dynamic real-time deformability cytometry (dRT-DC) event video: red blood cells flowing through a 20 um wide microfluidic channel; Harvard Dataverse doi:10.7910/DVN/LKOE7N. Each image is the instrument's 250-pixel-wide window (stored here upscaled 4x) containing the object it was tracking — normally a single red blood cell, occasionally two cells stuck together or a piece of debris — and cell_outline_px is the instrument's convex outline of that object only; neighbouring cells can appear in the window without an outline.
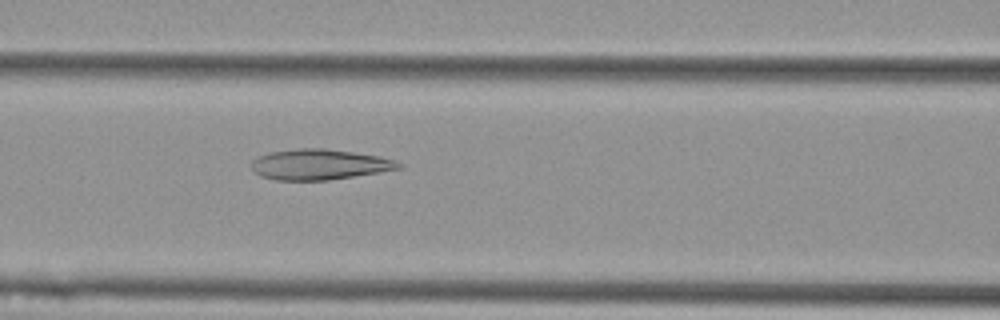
{"species": "Egyptian fruit bat (a non-hibernating species)", "species_latin": "Rousettus aegyptiacus", "temperature_condition": "cold", "stored_images_in_passage": 56, "camera_frame_rate_fps": 3000, "um_per_image_px": 0.085, "animal": {"sex": "female"}, "frame": {"image": 1, "passage_image": 24, "time_ms": 7.667, "image_size_px": [1000, 320], "cell_outline_px": [[404, 168], [328, 180], [276, 180], [260, 176], [252, 168], [252, 160], [256, 156], [268, 152], [300, 148], [324, 148], [380, 156], [404, 164]], "centroid_in_image_um": [27.13, 13.97], "position_along_channel_um": 139.5, "area_um2": 26.18}}
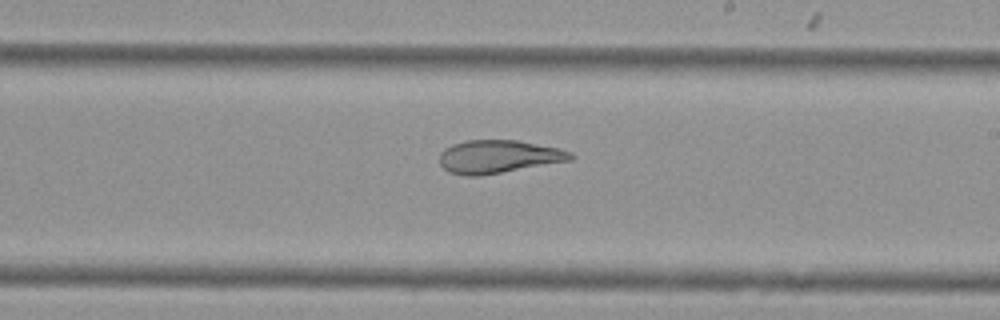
{"frame": {"image": 2, "passage_image": 33, "time_ms": 10.667, "image_size_px": [1000, 320], "cell_outline_px": [[576, 156], [572, 160], [480, 176], [464, 176], [448, 172], [440, 164], [440, 152], [444, 148], [452, 144], [468, 140], [516, 140], [560, 148], [572, 152]], "centroid_in_image_um": [42.37, 13.32], "position_along_channel_um": 246.6, "area_um2": 25.43}}
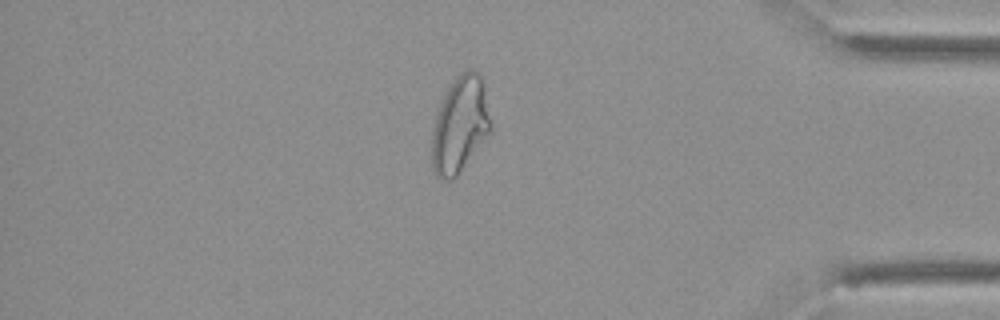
{"frame": {"image": 3, "passage_image": 48, "time_ms": 15.667, "image_size_px": [1000, 320], "cell_outline_px": [[492, 128], [460, 172], [452, 180], [440, 180], [436, 176], [432, 168], [432, 132], [436, 116], [444, 92], [452, 80], [460, 72], [468, 68], [476, 68], [480, 72], [484, 84], [492, 124]], "centroid_in_image_um": [39.1, 10.54], "position_along_channel_um": 396.1, "area_um2": 33.35}}